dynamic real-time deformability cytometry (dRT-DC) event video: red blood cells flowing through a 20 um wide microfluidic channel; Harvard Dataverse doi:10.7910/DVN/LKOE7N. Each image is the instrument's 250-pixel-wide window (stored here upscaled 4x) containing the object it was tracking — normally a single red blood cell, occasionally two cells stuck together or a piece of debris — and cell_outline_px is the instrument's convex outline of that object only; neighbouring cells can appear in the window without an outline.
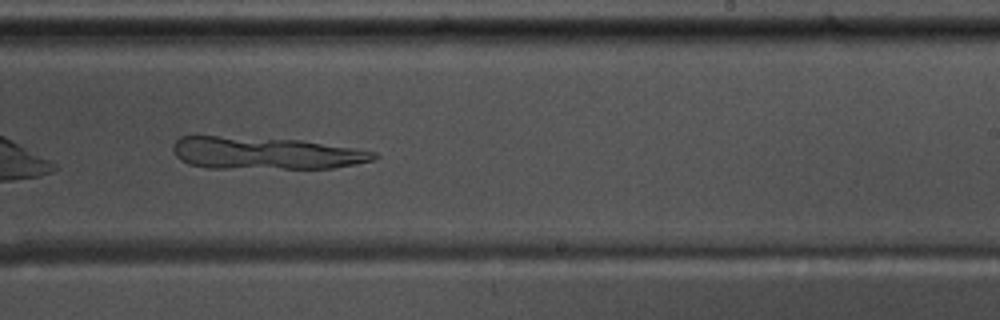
{"species": "common noctule bat (a hibernating species)", "species_latin": "Nyctalus noctula", "temperature_condition": "warm", "stored_images_in_passage": 40, "camera_frame_rate_fps": 3000, "um_per_image_px": 0.085, "animal": {"sex": "male", "body_mass_g": 17.5, "forearm_length_mm": 52.3}, "frame": {"image": 1, "passage_image": 18, "time_ms": 5.667, "image_size_px": [1000, 320], "cell_outline_px": [[380, 156], [372, 160], [356, 164], [332, 168], [208, 168], [188, 164], [180, 160], [176, 156], [172, 148], [172, 144], [180, 136], [220, 136], [300, 140], [352, 148], [376, 152]], "centroid_in_image_um": [22.52, 13.02], "position_along_channel_um": 266.5, "area_um2": 37.74}}